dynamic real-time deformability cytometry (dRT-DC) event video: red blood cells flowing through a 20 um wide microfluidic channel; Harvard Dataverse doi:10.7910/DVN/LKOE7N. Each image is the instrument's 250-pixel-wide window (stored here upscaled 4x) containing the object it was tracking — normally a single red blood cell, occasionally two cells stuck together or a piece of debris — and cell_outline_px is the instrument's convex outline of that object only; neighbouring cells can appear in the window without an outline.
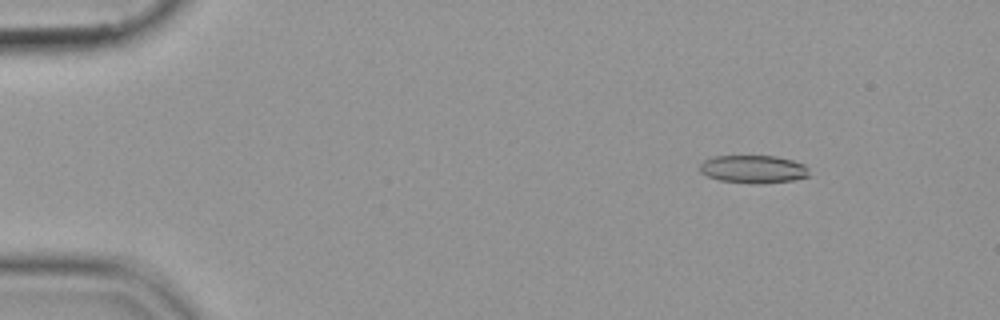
{"species": "common noctule bat (a hibernating species)", "species_latin": "Nyctalus noctula", "temperature_condition": "cold", "stored_images_in_passage": 55, "camera_frame_rate_fps": 3000, "um_per_image_px": 0.085, "animal": {"sex": "female", "body_mass_g": 19.9}, "frame": {"image": 1, "passage_image": 7, "time_ms": 2.0, "image_size_px": [1000, 320], "cell_outline_px": [[808, 176], [796, 180], [760, 184], [756, 184], [720, 180], [708, 176], [700, 172], [700, 164], [704, 160], [712, 156], [776, 156], [792, 160], [804, 164], [808, 168]], "centroid_in_image_um": [64.04, 14.38], "position_along_channel_um": 21.0, "area_um2": 17.86}}
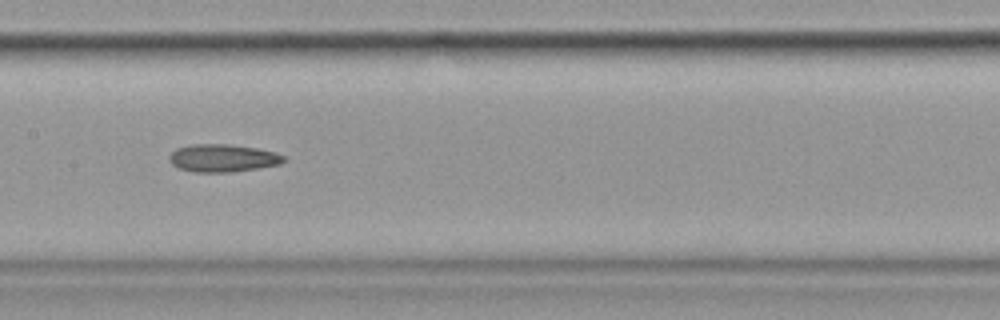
{"frame": {"image": 2, "passage_image": 28, "time_ms": 9.0, "image_size_px": [1000, 320], "cell_outline_px": [[288, 160], [280, 164], [232, 172], [192, 172], [180, 168], [172, 164], [168, 160], [168, 156], [176, 148], [192, 144], [228, 144], [256, 148], [276, 152], [284, 156]], "centroid_in_image_um": [18.93, 13.43], "position_along_channel_um": 188.5, "area_um2": 18.55}}
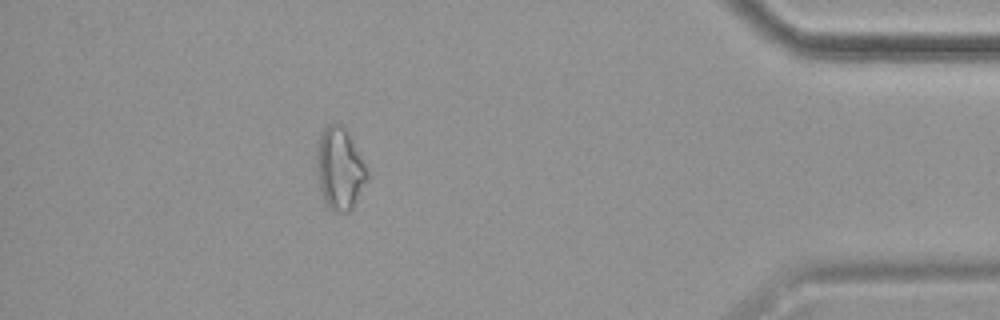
{"frame": {"image": 3, "passage_image": 49, "time_ms": 16.0, "image_size_px": [1000, 320], "cell_outline_px": [[368, 180], [352, 208], [348, 212], [336, 212], [324, 204], [320, 188], [316, 168], [316, 144], [324, 128], [328, 124], [344, 124], [368, 172]], "centroid_in_image_um": [28.85, 14.34], "position_along_channel_um": 406.3, "area_um2": 24.22}}